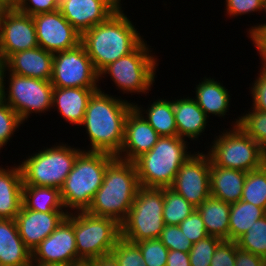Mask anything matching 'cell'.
Segmentation results:
<instances>
[{
	"label": "cell",
	"mask_w": 266,
	"mask_h": 266,
	"mask_svg": "<svg viewBox=\"0 0 266 266\" xmlns=\"http://www.w3.org/2000/svg\"><path fill=\"white\" fill-rule=\"evenodd\" d=\"M104 91L99 86V90L95 91L88 101L80 126L86 130L90 147L88 145V148L83 150L104 152L116 157L124 142L125 119L134 102Z\"/></svg>",
	"instance_id": "1"
},
{
	"label": "cell",
	"mask_w": 266,
	"mask_h": 266,
	"mask_svg": "<svg viewBox=\"0 0 266 266\" xmlns=\"http://www.w3.org/2000/svg\"><path fill=\"white\" fill-rule=\"evenodd\" d=\"M122 8L81 35V43L98 73L108 64L131 53L144 40Z\"/></svg>",
	"instance_id": "2"
},
{
	"label": "cell",
	"mask_w": 266,
	"mask_h": 266,
	"mask_svg": "<svg viewBox=\"0 0 266 266\" xmlns=\"http://www.w3.org/2000/svg\"><path fill=\"white\" fill-rule=\"evenodd\" d=\"M139 188L134 163L115 158L106 167L102 185L86 212L115 219L121 224L127 217Z\"/></svg>",
	"instance_id": "3"
},
{
	"label": "cell",
	"mask_w": 266,
	"mask_h": 266,
	"mask_svg": "<svg viewBox=\"0 0 266 266\" xmlns=\"http://www.w3.org/2000/svg\"><path fill=\"white\" fill-rule=\"evenodd\" d=\"M189 144L179 136H160L150 151L133 161L140 187H170L180 166L194 154Z\"/></svg>",
	"instance_id": "4"
},
{
	"label": "cell",
	"mask_w": 266,
	"mask_h": 266,
	"mask_svg": "<svg viewBox=\"0 0 266 266\" xmlns=\"http://www.w3.org/2000/svg\"><path fill=\"white\" fill-rule=\"evenodd\" d=\"M115 158L111 154L95 151L82 150L78 154L60 188L63 205L68 213L88 209L102 185L106 167Z\"/></svg>",
	"instance_id": "5"
},
{
	"label": "cell",
	"mask_w": 266,
	"mask_h": 266,
	"mask_svg": "<svg viewBox=\"0 0 266 266\" xmlns=\"http://www.w3.org/2000/svg\"><path fill=\"white\" fill-rule=\"evenodd\" d=\"M151 52L152 47L144 39L131 53L104 67L99 72V81L110 76L122 94L147 95L155 83L156 68L159 66L157 56Z\"/></svg>",
	"instance_id": "6"
},
{
	"label": "cell",
	"mask_w": 266,
	"mask_h": 266,
	"mask_svg": "<svg viewBox=\"0 0 266 266\" xmlns=\"http://www.w3.org/2000/svg\"><path fill=\"white\" fill-rule=\"evenodd\" d=\"M231 127L223 129L207 147L211 161L216 166L245 172L262 167L265 151L239 126L238 116Z\"/></svg>",
	"instance_id": "7"
},
{
	"label": "cell",
	"mask_w": 266,
	"mask_h": 266,
	"mask_svg": "<svg viewBox=\"0 0 266 266\" xmlns=\"http://www.w3.org/2000/svg\"><path fill=\"white\" fill-rule=\"evenodd\" d=\"M83 150L63 142L31 155L19 163L23 185L46 186L60 189L73 168L78 154Z\"/></svg>",
	"instance_id": "8"
},
{
	"label": "cell",
	"mask_w": 266,
	"mask_h": 266,
	"mask_svg": "<svg viewBox=\"0 0 266 266\" xmlns=\"http://www.w3.org/2000/svg\"><path fill=\"white\" fill-rule=\"evenodd\" d=\"M53 90L50 81L17 75L4 67L2 69L0 98L19 115L23 123L29 120L32 113L40 115L50 112Z\"/></svg>",
	"instance_id": "9"
},
{
	"label": "cell",
	"mask_w": 266,
	"mask_h": 266,
	"mask_svg": "<svg viewBox=\"0 0 266 266\" xmlns=\"http://www.w3.org/2000/svg\"><path fill=\"white\" fill-rule=\"evenodd\" d=\"M163 207L164 188L140 187L127 217L120 224L121 237L133 243L158 239L165 225Z\"/></svg>",
	"instance_id": "10"
},
{
	"label": "cell",
	"mask_w": 266,
	"mask_h": 266,
	"mask_svg": "<svg viewBox=\"0 0 266 266\" xmlns=\"http://www.w3.org/2000/svg\"><path fill=\"white\" fill-rule=\"evenodd\" d=\"M74 232L77 257L81 262L109 255L121 237V227L115 219L86 211L74 212Z\"/></svg>",
	"instance_id": "11"
},
{
	"label": "cell",
	"mask_w": 266,
	"mask_h": 266,
	"mask_svg": "<svg viewBox=\"0 0 266 266\" xmlns=\"http://www.w3.org/2000/svg\"><path fill=\"white\" fill-rule=\"evenodd\" d=\"M50 82L53 87L58 88L99 89V73L82 43L74 48L54 53Z\"/></svg>",
	"instance_id": "12"
},
{
	"label": "cell",
	"mask_w": 266,
	"mask_h": 266,
	"mask_svg": "<svg viewBox=\"0 0 266 266\" xmlns=\"http://www.w3.org/2000/svg\"><path fill=\"white\" fill-rule=\"evenodd\" d=\"M170 188L183 196L195 208L211 196L208 153L194 151V154L180 166Z\"/></svg>",
	"instance_id": "13"
},
{
	"label": "cell",
	"mask_w": 266,
	"mask_h": 266,
	"mask_svg": "<svg viewBox=\"0 0 266 266\" xmlns=\"http://www.w3.org/2000/svg\"><path fill=\"white\" fill-rule=\"evenodd\" d=\"M77 257L74 212H69L60 225L32 252V263L75 265Z\"/></svg>",
	"instance_id": "14"
},
{
	"label": "cell",
	"mask_w": 266,
	"mask_h": 266,
	"mask_svg": "<svg viewBox=\"0 0 266 266\" xmlns=\"http://www.w3.org/2000/svg\"><path fill=\"white\" fill-rule=\"evenodd\" d=\"M36 27L32 16L14 10L0 11V58L38 47Z\"/></svg>",
	"instance_id": "15"
},
{
	"label": "cell",
	"mask_w": 266,
	"mask_h": 266,
	"mask_svg": "<svg viewBox=\"0 0 266 266\" xmlns=\"http://www.w3.org/2000/svg\"><path fill=\"white\" fill-rule=\"evenodd\" d=\"M39 47L50 53L62 52L81 43V34L60 10L32 16Z\"/></svg>",
	"instance_id": "16"
},
{
	"label": "cell",
	"mask_w": 266,
	"mask_h": 266,
	"mask_svg": "<svg viewBox=\"0 0 266 266\" xmlns=\"http://www.w3.org/2000/svg\"><path fill=\"white\" fill-rule=\"evenodd\" d=\"M121 0H60L59 10L82 35L99 23L105 22L123 4Z\"/></svg>",
	"instance_id": "17"
},
{
	"label": "cell",
	"mask_w": 266,
	"mask_h": 266,
	"mask_svg": "<svg viewBox=\"0 0 266 266\" xmlns=\"http://www.w3.org/2000/svg\"><path fill=\"white\" fill-rule=\"evenodd\" d=\"M68 212H38L23 204L15 218L18 233L25 246L33 250L67 217Z\"/></svg>",
	"instance_id": "18"
},
{
	"label": "cell",
	"mask_w": 266,
	"mask_h": 266,
	"mask_svg": "<svg viewBox=\"0 0 266 266\" xmlns=\"http://www.w3.org/2000/svg\"><path fill=\"white\" fill-rule=\"evenodd\" d=\"M159 138L160 135L133 107L125 119L124 142L116 158L133 162L150 151Z\"/></svg>",
	"instance_id": "19"
},
{
	"label": "cell",
	"mask_w": 266,
	"mask_h": 266,
	"mask_svg": "<svg viewBox=\"0 0 266 266\" xmlns=\"http://www.w3.org/2000/svg\"><path fill=\"white\" fill-rule=\"evenodd\" d=\"M53 55V53L38 46L10 55L3 62V67L17 75L50 81L52 77Z\"/></svg>",
	"instance_id": "20"
},
{
	"label": "cell",
	"mask_w": 266,
	"mask_h": 266,
	"mask_svg": "<svg viewBox=\"0 0 266 266\" xmlns=\"http://www.w3.org/2000/svg\"><path fill=\"white\" fill-rule=\"evenodd\" d=\"M99 89L54 87L52 110H57L61 118L69 124L80 126L83 122L88 101L92 94Z\"/></svg>",
	"instance_id": "21"
},
{
	"label": "cell",
	"mask_w": 266,
	"mask_h": 266,
	"mask_svg": "<svg viewBox=\"0 0 266 266\" xmlns=\"http://www.w3.org/2000/svg\"><path fill=\"white\" fill-rule=\"evenodd\" d=\"M173 108L178 136L190 141L199 140V137L205 132L209 117L199 107L195 99L189 96L175 98Z\"/></svg>",
	"instance_id": "22"
},
{
	"label": "cell",
	"mask_w": 266,
	"mask_h": 266,
	"mask_svg": "<svg viewBox=\"0 0 266 266\" xmlns=\"http://www.w3.org/2000/svg\"><path fill=\"white\" fill-rule=\"evenodd\" d=\"M0 165V219H15L23 199V179L20 165L5 168Z\"/></svg>",
	"instance_id": "23"
},
{
	"label": "cell",
	"mask_w": 266,
	"mask_h": 266,
	"mask_svg": "<svg viewBox=\"0 0 266 266\" xmlns=\"http://www.w3.org/2000/svg\"><path fill=\"white\" fill-rule=\"evenodd\" d=\"M32 252L23 243L15 219H0V266H30Z\"/></svg>",
	"instance_id": "24"
},
{
	"label": "cell",
	"mask_w": 266,
	"mask_h": 266,
	"mask_svg": "<svg viewBox=\"0 0 266 266\" xmlns=\"http://www.w3.org/2000/svg\"><path fill=\"white\" fill-rule=\"evenodd\" d=\"M247 172L216 166L210 159L211 196L234 204L241 200Z\"/></svg>",
	"instance_id": "25"
},
{
	"label": "cell",
	"mask_w": 266,
	"mask_h": 266,
	"mask_svg": "<svg viewBox=\"0 0 266 266\" xmlns=\"http://www.w3.org/2000/svg\"><path fill=\"white\" fill-rule=\"evenodd\" d=\"M194 90L196 96L193 98L208 117L215 115L224 119L225 115H228L231 103L230 92L219 80L205 76Z\"/></svg>",
	"instance_id": "26"
},
{
	"label": "cell",
	"mask_w": 266,
	"mask_h": 266,
	"mask_svg": "<svg viewBox=\"0 0 266 266\" xmlns=\"http://www.w3.org/2000/svg\"><path fill=\"white\" fill-rule=\"evenodd\" d=\"M196 210L204 221L208 235L229 240L230 204L209 196Z\"/></svg>",
	"instance_id": "27"
},
{
	"label": "cell",
	"mask_w": 266,
	"mask_h": 266,
	"mask_svg": "<svg viewBox=\"0 0 266 266\" xmlns=\"http://www.w3.org/2000/svg\"><path fill=\"white\" fill-rule=\"evenodd\" d=\"M133 107L145 118L160 136H178L174 117L173 99L168 100L160 97L154 99L147 109L138 103ZM146 110V111H145ZM147 114V115H144Z\"/></svg>",
	"instance_id": "28"
},
{
	"label": "cell",
	"mask_w": 266,
	"mask_h": 266,
	"mask_svg": "<svg viewBox=\"0 0 266 266\" xmlns=\"http://www.w3.org/2000/svg\"><path fill=\"white\" fill-rule=\"evenodd\" d=\"M22 204L38 212H67L60 189L54 187L23 185Z\"/></svg>",
	"instance_id": "29"
},
{
	"label": "cell",
	"mask_w": 266,
	"mask_h": 266,
	"mask_svg": "<svg viewBox=\"0 0 266 266\" xmlns=\"http://www.w3.org/2000/svg\"><path fill=\"white\" fill-rule=\"evenodd\" d=\"M266 215V211L252 203L239 200L230 204L229 241H237L254 225L255 221Z\"/></svg>",
	"instance_id": "30"
},
{
	"label": "cell",
	"mask_w": 266,
	"mask_h": 266,
	"mask_svg": "<svg viewBox=\"0 0 266 266\" xmlns=\"http://www.w3.org/2000/svg\"><path fill=\"white\" fill-rule=\"evenodd\" d=\"M196 208L183 196L172 190L164 188L163 219L165 225H179Z\"/></svg>",
	"instance_id": "31"
},
{
	"label": "cell",
	"mask_w": 266,
	"mask_h": 266,
	"mask_svg": "<svg viewBox=\"0 0 266 266\" xmlns=\"http://www.w3.org/2000/svg\"><path fill=\"white\" fill-rule=\"evenodd\" d=\"M241 200L266 211V164L247 172Z\"/></svg>",
	"instance_id": "32"
},
{
	"label": "cell",
	"mask_w": 266,
	"mask_h": 266,
	"mask_svg": "<svg viewBox=\"0 0 266 266\" xmlns=\"http://www.w3.org/2000/svg\"><path fill=\"white\" fill-rule=\"evenodd\" d=\"M236 242L240 249L266 259V215L255 221Z\"/></svg>",
	"instance_id": "33"
},
{
	"label": "cell",
	"mask_w": 266,
	"mask_h": 266,
	"mask_svg": "<svg viewBox=\"0 0 266 266\" xmlns=\"http://www.w3.org/2000/svg\"><path fill=\"white\" fill-rule=\"evenodd\" d=\"M239 126L266 151V112L248 109L239 116Z\"/></svg>",
	"instance_id": "34"
},
{
	"label": "cell",
	"mask_w": 266,
	"mask_h": 266,
	"mask_svg": "<svg viewBox=\"0 0 266 266\" xmlns=\"http://www.w3.org/2000/svg\"><path fill=\"white\" fill-rule=\"evenodd\" d=\"M110 254L119 266H147L138 245L122 237L118 239Z\"/></svg>",
	"instance_id": "35"
},
{
	"label": "cell",
	"mask_w": 266,
	"mask_h": 266,
	"mask_svg": "<svg viewBox=\"0 0 266 266\" xmlns=\"http://www.w3.org/2000/svg\"><path fill=\"white\" fill-rule=\"evenodd\" d=\"M23 121L19 115L0 98V153L9 144L14 132L19 130ZM2 148V149H1Z\"/></svg>",
	"instance_id": "36"
},
{
	"label": "cell",
	"mask_w": 266,
	"mask_h": 266,
	"mask_svg": "<svg viewBox=\"0 0 266 266\" xmlns=\"http://www.w3.org/2000/svg\"><path fill=\"white\" fill-rule=\"evenodd\" d=\"M222 241L220 238L208 235L193 244L189 252L190 265L210 266L215 250Z\"/></svg>",
	"instance_id": "37"
},
{
	"label": "cell",
	"mask_w": 266,
	"mask_h": 266,
	"mask_svg": "<svg viewBox=\"0 0 266 266\" xmlns=\"http://www.w3.org/2000/svg\"><path fill=\"white\" fill-rule=\"evenodd\" d=\"M136 244L147 266H166L169 250L159 238L140 241Z\"/></svg>",
	"instance_id": "38"
},
{
	"label": "cell",
	"mask_w": 266,
	"mask_h": 266,
	"mask_svg": "<svg viewBox=\"0 0 266 266\" xmlns=\"http://www.w3.org/2000/svg\"><path fill=\"white\" fill-rule=\"evenodd\" d=\"M159 239L168 250L190 252L193 246L191 240L186 237L179 225H164Z\"/></svg>",
	"instance_id": "39"
},
{
	"label": "cell",
	"mask_w": 266,
	"mask_h": 266,
	"mask_svg": "<svg viewBox=\"0 0 266 266\" xmlns=\"http://www.w3.org/2000/svg\"><path fill=\"white\" fill-rule=\"evenodd\" d=\"M179 227L192 244L208 236L204 221L196 209L179 224Z\"/></svg>",
	"instance_id": "40"
},
{
	"label": "cell",
	"mask_w": 266,
	"mask_h": 266,
	"mask_svg": "<svg viewBox=\"0 0 266 266\" xmlns=\"http://www.w3.org/2000/svg\"><path fill=\"white\" fill-rule=\"evenodd\" d=\"M260 72L249 87L252 97L251 109L266 112V63H261Z\"/></svg>",
	"instance_id": "41"
},
{
	"label": "cell",
	"mask_w": 266,
	"mask_h": 266,
	"mask_svg": "<svg viewBox=\"0 0 266 266\" xmlns=\"http://www.w3.org/2000/svg\"><path fill=\"white\" fill-rule=\"evenodd\" d=\"M265 0H225V10L231 18L264 11Z\"/></svg>",
	"instance_id": "42"
},
{
	"label": "cell",
	"mask_w": 266,
	"mask_h": 266,
	"mask_svg": "<svg viewBox=\"0 0 266 266\" xmlns=\"http://www.w3.org/2000/svg\"><path fill=\"white\" fill-rule=\"evenodd\" d=\"M60 0H19L16 9L34 16L40 13L54 12L59 9Z\"/></svg>",
	"instance_id": "43"
},
{
	"label": "cell",
	"mask_w": 266,
	"mask_h": 266,
	"mask_svg": "<svg viewBox=\"0 0 266 266\" xmlns=\"http://www.w3.org/2000/svg\"><path fill=\"white\" fill-rule=\"evenodd\" d=\"M210 266H235V241L223 240L217 246Z\"/></svg>",
	"instance_id": "44"
},
{
	"label": "cell",
	"mask_w": 266,
	"mask_h": 266,
	"mask_svg": "<svg viewBox=\"0 0 266 266\" xmlns=\"http://www.w3.org/2000/svg\"><path fill=\"white\" fill-rule=\"evenodd\" d=\"M266 259L242 250L235 241V266H263Z\"/></svg>",
	"instance_id": "45"
},
{
	"label": "cell",
	"mask_w": 266,
	"mask_h": 266,
	"mask_svg": "<svg viewBox=\"0 0 266 266\" xmlns=\"http://www.w3.org/2000/svg\"><path fill=\"white\" fill-rule=\"evenodd\" d=\"M166 266H191L189 252L169 250Z\"/></svg>",
	"instance_id": "46"
},
{
	"label": "cell",
	"mask_w": 266,
	"mask_h": 266,
	"mask_svg": "<svg viewBox=\"0 0 266 266\" xmlns=\"http://www.w3.org/2000/svg\"><path fill=\"white\" fill-rule=\"evenodd\" d=\"M254 47L261 57L260 63H266V29L253 41Z\"/></svg>",
	"instance_id": "47"
},
{
	"label": "cell",
	"mask_w": 266,
	"mask_h": 266,
	"mask_svg": "<svg viewBox=\"0 0 266 266\" xmlns=\"http://www.w3.org/2000/svg\"><path fill=\"white\" fill-rule=\"evenodd\" d=\"M93 266H119L116 259L111 255L101 256L89 261Z\"/></svg>",
	"instance_id": "48"
},
{
	"label": "cell",
	"mask_w": 266,
	"mask_h": 266,
	"mask_svg": "<svg viewBox=\"0 0 266 266\" xmlns=\"http://www.w3.org/2000/svg\"><path fill=\"white\" fill-rule=\"evenodd\" d=\"M264 12H265L264 14H266V0L264 3ZM265 29H266V23L251 26L249 29H246L248 32L247 37H249V39H251L253 42Z\"/></svg>",
	"instance_id": "49"
},
{
	"label": "cell",
	"mask_w": 266,
	"mask_h": 266,
	"mask_svg": "<svg viewBox=\"0 0 266 266\" xmlns=\"http://www.w3.org/2000/svg\"><path fill=\"white\" fill-rule=\"evenodd\" d=\"M18 1L19 0H0V11L16 9Z\"/></svg>",
	"instance_id": "50"
},
{
	"label": "cell",
	"mask_w": 266,
	"mask_h": 266,
	"mask_svg": "<svg viewBox=\"0 0 266 266\" xmlns=\"http://www.w3.org/2000/svg\"><path fill=\"white\" fill-rule=\"evenodd\" d=\"M30 266H67L63 264H38V263H32Z\"/></svg>",
	"instance_id": "51"
},
{
	"label": "cell",
	"mask_w": 266,
	"mask_h": 266,
	"mask_svg": "<svg viewBox=\"0 0 266 266\" xmlns=\"http://www.w3.org/2000/svg\"><path fill=\"white\" fill-rule=\"evenodd\" d=\"M70 266H93V265L90 262L83 261L78 264L70 265Z\"/></svg>",
	"instance_id": "52"
},
{
	"label": "cell",
	"mask_w": 266,
	"mask_h": 266,
	"mask_svg": "<svg viewBox=\"0 0 266 266\" xmlns=\"http://www.w3.org/2000/svg\"><path fill=\"white\" fill-rule=\"evenodd\" d=\"M2 69H3V61L0 58V91H1V76H2Z\"/></svg>",
	"instance_id": "53"
}]
</instances>
